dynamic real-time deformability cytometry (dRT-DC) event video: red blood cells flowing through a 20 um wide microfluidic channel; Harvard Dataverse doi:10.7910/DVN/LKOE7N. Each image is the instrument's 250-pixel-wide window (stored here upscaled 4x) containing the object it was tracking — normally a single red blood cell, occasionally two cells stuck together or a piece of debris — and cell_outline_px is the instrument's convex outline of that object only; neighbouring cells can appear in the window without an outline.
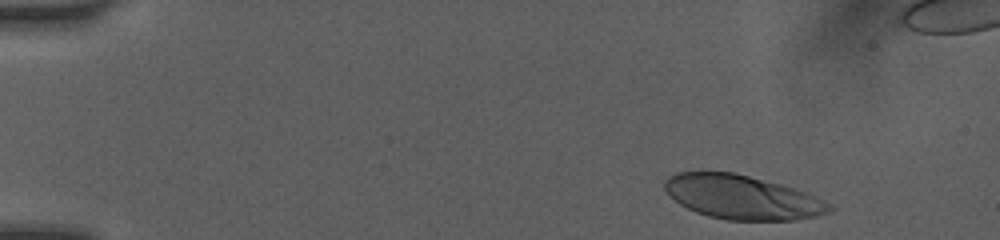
{"species": "human", "species_latin": "Homo sapiens", "temperature_condition": "room temperature", "stored_images_in_passage": 57, "camera_frame_rate_fps": 3000, "um_per_image_px": 0.085, "donor": {"sex": "female"}, "frame": {"image": 1, "passage_image": 2, "time_ms": 0.333, "image_size_px": [1000, 240], "cell_outline_px": [[836, 208], [832, 212], [816, 216], [792, 220], [728, 220], [708, 216], [696, 212], [680, 204], [664, 188], [664, 180], [668, 176], [676, 172], [736, 172], [780, 184], [808, 192], [832, 204]], "centroid_in_image_um": [63.13, 16.76], "position_along_channel_um": 21.9, "area_um2": 42.43}}
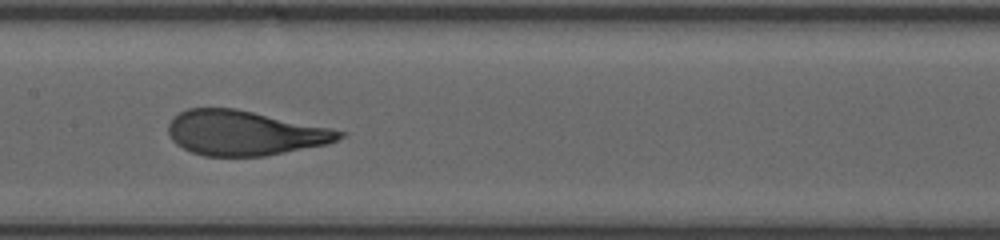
{"frame": {"image": 2, "passage_image": 33, "time_ms": 7.0, "image_size_px": [1000, 240], "cell_outline_px": [[348, 132], [344, 136], [328, 144], [264, 156], [204, 156], [192, 152], [176, 144], [172, 140], [168, 132], [168, 124], [180, 112], [188, 108], [236, 108]], "centroid_in_image_um": [20.78, 11.3], "position_along_channel_um": 186.6, "area_um2": 44.39}}
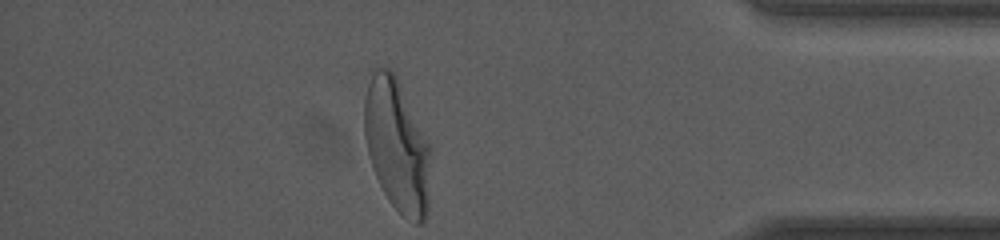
{"frame": {"image": 3, "passage_image": 56, "time_ms": 13.0, "image_size_px": [1000, 240], "cell_outline_px": [[432, 148], [428, 212], [424, 220], [420, 224], [416, 224], [408, 220], [388, 200], [372, 168], [368, 156], [364, 136], [364, 100], [368, 84], [376, 68], [388, 68], [396, 76]], "centroid_in_image_um": [33.77, 12.42], "position_along_channel_um": 401.4, "area_um2": 51.44}, "authors_computed_cell_mechanics": {"area_um2": 45.084, "velocity_mm_per_s": 4.0984, "shape_relaxation_time_tau1_ms": 3.5357, "shape_relaxation_time_tau2_ms": null, "deformation_change_tau1": 0.1849, "deformation_change_tau2": null}}